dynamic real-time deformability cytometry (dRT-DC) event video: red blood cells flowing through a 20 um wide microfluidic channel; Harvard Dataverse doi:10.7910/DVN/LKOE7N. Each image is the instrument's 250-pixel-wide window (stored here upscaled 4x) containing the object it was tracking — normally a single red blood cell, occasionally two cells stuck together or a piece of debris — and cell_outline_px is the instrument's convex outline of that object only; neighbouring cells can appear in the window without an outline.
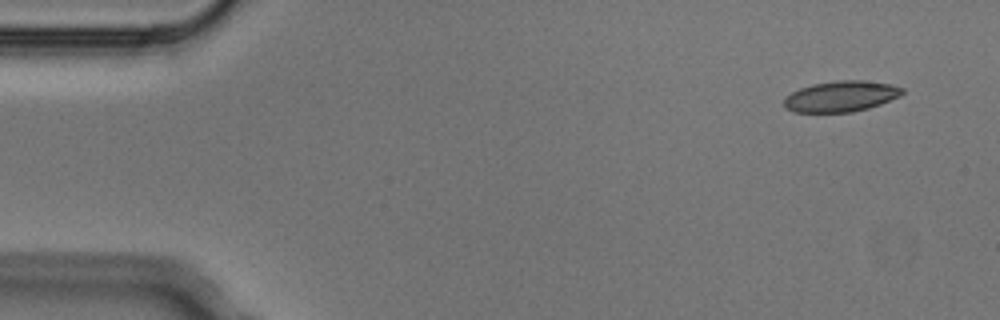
{"species": "Egyptian fruit bat (a non-hibernating species)", "species_latin": "Rousettus aegyptiacus", "temperature_condition": "cold", "stored_images_in_passage": 4, "camera_frame_rate_fps": 3000, "um_per_image_px": 0.085, "animal": {"sex": "male"}, "frame": {"image": 1, "passage_image": 1, "time_ms": 0.0, "image_size_px": [1000, 320], "cell_outline_px": [[904, 92], [900, 96], [880, 104], [868, 108], [852, 112], [792, 112], [784, 104], [784, 100], [792, 92], [800, 88], [812, 84], [836, 80], [864, 80], [888, 84], [904, 88]], "centroid_in_image_um": [71.5, 8.18], "position_along_channel_um": 13.5, "area_um2": 21.1}}
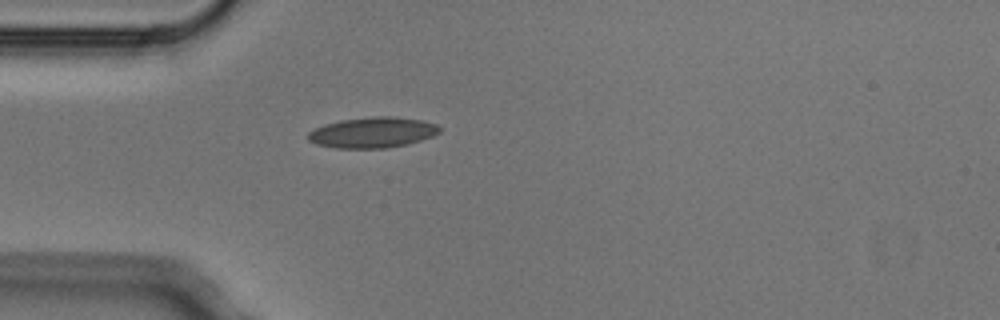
{"frame": {"image": 2, "passage_image": 4, "time_ms": 1.0, "image_size_px": [1000, 320], "cell_outline_px": [[440, 132], [432, 136], [408, 144], [384, 148], [336, 148], [316, 144], [308, 140], [308, 132], [324, 124], [340, 120], [372, 116], [392, 116], [420, 120], [436, 124], [440, 128]], "centroid_in_image_um": [31.65, 11.26], "position_along_channel_um": 53.4, "area_um2": 23.41}}